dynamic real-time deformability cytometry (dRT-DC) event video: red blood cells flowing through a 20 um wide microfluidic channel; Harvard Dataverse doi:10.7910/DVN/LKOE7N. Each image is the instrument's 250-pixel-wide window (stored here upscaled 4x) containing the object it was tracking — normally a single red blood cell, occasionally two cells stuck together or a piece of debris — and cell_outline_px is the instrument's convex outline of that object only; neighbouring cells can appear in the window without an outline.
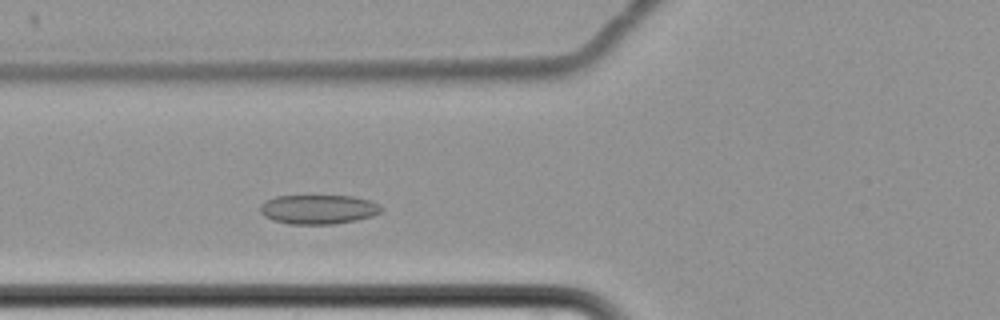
{"species": "common noctule bat (a hibernating species)", "species_latin": "Nyctalus noctula", "temperature_condition": "cold", "stored_images_in_passage": 4, "camera_frame_rate_fps": 3000, "um_per_image_px": 0.085, "animal": {"sex": "female", "body_mass_g": 22.7, "forearm_length_mm": 54.2}, "frame": {"image": 1, "passage_image": 4, "time_ms": 3.667, "image_size_px": [1000, 320], "cell_outline_px": [[384, 208], [380, 212], [372, 216], [356, 220], [332, 224], [288, 224], [272, 220], [264, 216], [260, 212], [260, 204], [264, 200], [276, 196], [352, 196], [368, 200], [380, 204]], "centroid_in_image_um": [27.03, 17.79], "position_along_channel_um": 98.8, "area_um2": 20.81}}